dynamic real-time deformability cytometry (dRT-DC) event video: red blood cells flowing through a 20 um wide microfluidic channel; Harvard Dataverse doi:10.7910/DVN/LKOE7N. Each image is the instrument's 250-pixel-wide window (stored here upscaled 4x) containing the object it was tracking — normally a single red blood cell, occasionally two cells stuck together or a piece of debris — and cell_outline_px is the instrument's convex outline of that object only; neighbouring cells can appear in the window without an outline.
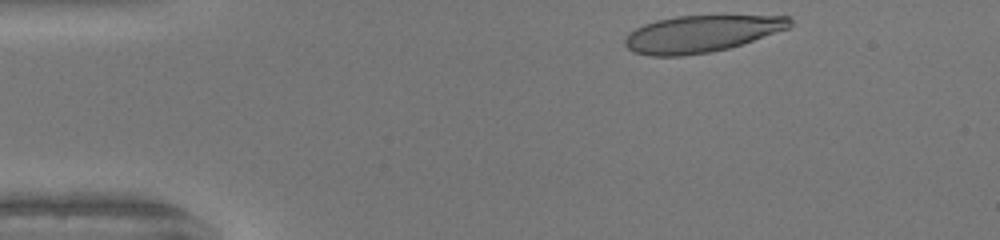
{"species": "human", "species_latin": "Homo sapiens", "temperature_condition": "warm", "stored_images_in_passage": 35, "camera_frame_rate_fps": 3000, "um_per_image_px": 0.085, "donor": {"sex": "female"}, "frame": {"image": 1, "passage_image": 2, "time_ms": 0.333, "image_size_px": [1000, 240], "cell_outline_px": [[792, 24], [788, 28], [728, 48], [708, 52], [680, 56], [652, 56], [632, 52], [624, 44], [624, 40], [628, 32], [644, 24], [656, 20], [676, 16], [788, 16], [792, 20]], "centroid_in_image_um": [59.54, 2.87], "position_along_channel_um": 25.5, "area_um2": 35.03}}
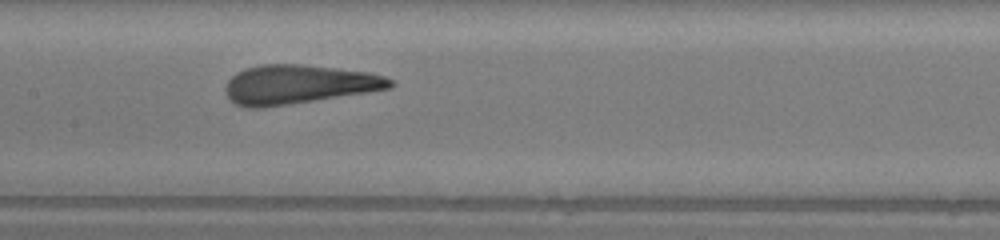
{"frame": {"image": 2, "passage_image": 19, "time_ms": 6.0, "image_size_px": [1000, 240], "cell_outline_px": [[396, 84], [392, 88], [368, 92], [264, 108], [248, 108], [236, 104], [224, 92], [224, 88], [228, 80], [236, 72], [244, 68], [260, 64], [300, 64], [368, 72], [384, 76], [392, 80]], "centroid_in_image_um": [25.35, 7.17], "position_along_channel_um": 182.1, "area_um2": 37.57}}
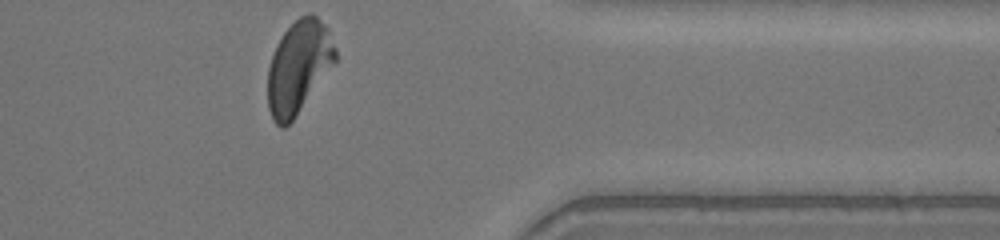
{"frame": {"image": 3, "passage_image": 35, "time_ms": 11.333, "image_size_px": [1000, 240], "cell_outline_px": [[336, 64], [292, 120], [284, 128], [280, 128], [272, 120], [268, 108], [268, 68], [276, 44], [284, 32], [300, 16], [316, 16], [328, 28], [336, 48]], "centroid_in_image_um": [25.39, 5.73], "position_along_channel_um": 386.0, "area_um2": 36.41}, "authors_computed_cell_mechanics": {"area_um2": 37.0498, "velocity_mm_per_s": 4.1381, "shape_relaxation_time_tau1_ms": 7.8058, "shape_relaxation_time_tau2_ms": 0.7444, "deformation_change_tau1": 0.3022, "deformation_change_tau2": 0.0976}}